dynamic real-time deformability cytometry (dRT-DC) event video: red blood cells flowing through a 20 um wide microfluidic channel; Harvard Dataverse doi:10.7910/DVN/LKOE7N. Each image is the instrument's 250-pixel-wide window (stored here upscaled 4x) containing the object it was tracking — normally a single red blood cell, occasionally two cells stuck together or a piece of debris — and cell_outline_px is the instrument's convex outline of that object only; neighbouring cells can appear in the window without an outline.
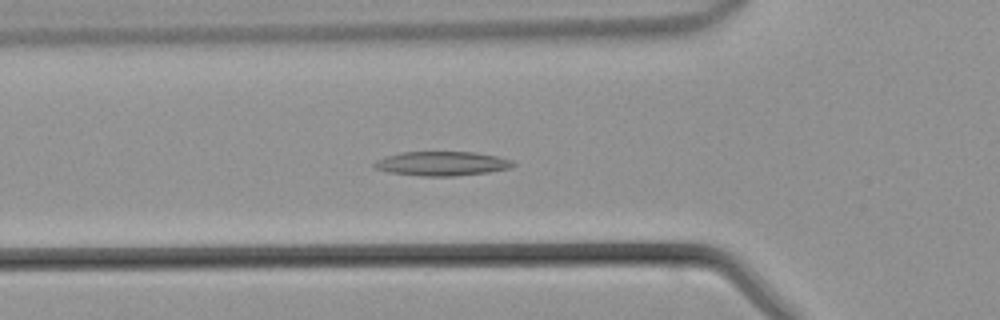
{"species": "common noctule bat (a hibernating species)", "species_latin": "Nyctalus noctula", "temperature_condition": "warm", "stored_images_in_passage": 37, "camera_frame_rate_fps": 3000, "um_per_image_px": 0.085, "animal": {"sex": "male", "body_mass_g": 21.5, "forearm_length_mm": 52.0}, "frame": {"image": 1, "passage_image": 7, "time_ms": 2.0, "image_size_px": [1000, 320], "cell_outline_px": [[516, 164], [512, 168], [488, 172], [452, 176], [420, 176], [388, 172], [376, 168], [372, 164], [376, 160], [400, 152], [476, 152], [496, 156], [512, 160]], "centroid_in_image_um": [37.58, 13.9], "position_along_channel_um": 88.2, "area_um2": 19.59}}
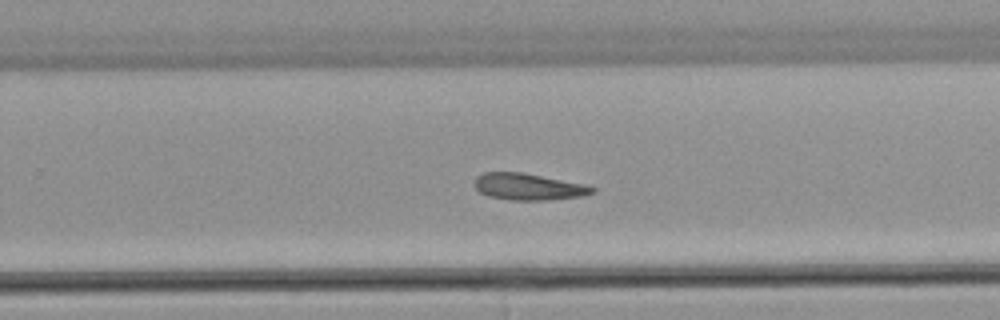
{"frame": {"image": 2, "passage_image": 20, "time_ms": 6.333, "image_size_px": [1000, 320], "cell_outline_px": [[596, 192], [584, 196], [548, 200], [508, 200], [488, 196], [480, 192], [472, 184], [476, 176], [484, 172], [520, 172], [584, 184], [596, 188]], "centroid_in_image_um": [44.89, 15.88], "position_along_channel_um": 284.9, "area_um2": 18.38}}
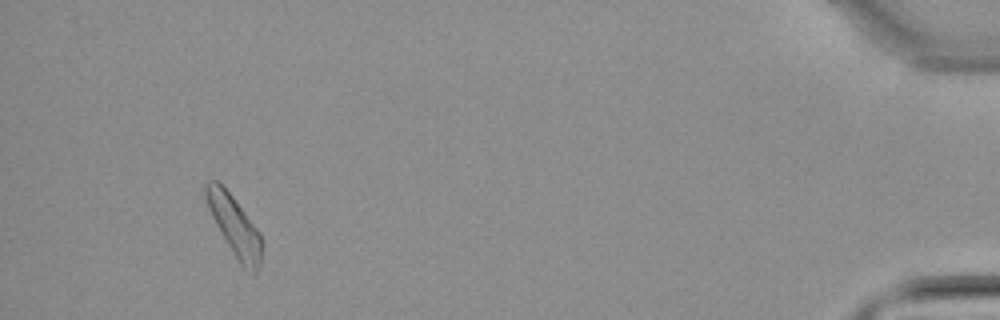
{"frame": {"image": 3, "passage_image": 34, "time_ms": 11.0, "image_size_px": [1000, 320], "cell_outline_px": [[260, 264], [256, 272], [252, 276], [240, 264], [216, 224], [208, 208], [204, 196], [204, 184], [208, 180], [216, 180], [232, 196], [260, 232]], "centroid_in_image_um": [19.9, 19.19], "position_along_channel_um": 415.3, "area_um2": 19.02}}